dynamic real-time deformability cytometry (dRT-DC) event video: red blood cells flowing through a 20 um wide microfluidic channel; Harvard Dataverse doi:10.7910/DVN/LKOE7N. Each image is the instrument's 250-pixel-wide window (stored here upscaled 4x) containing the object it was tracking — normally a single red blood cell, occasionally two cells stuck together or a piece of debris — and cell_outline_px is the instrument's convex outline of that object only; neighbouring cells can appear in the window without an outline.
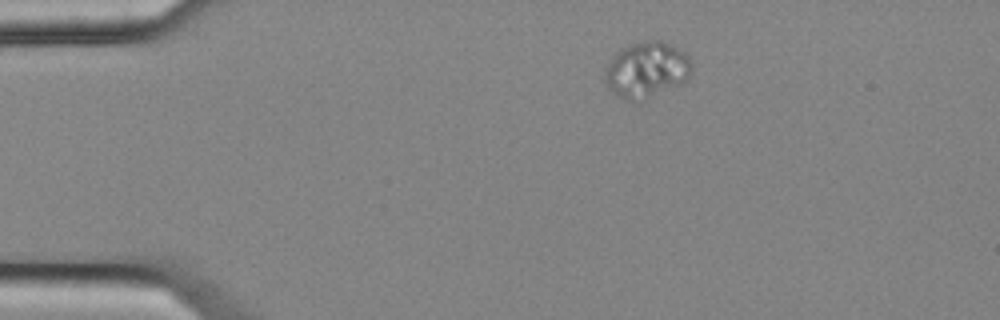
{"species": "common noctule bat (a hibernating species)", "species_latin": "Nyctalus noctula", "temperature_condition": "cold", "stored_images_in_passage": 46, "camera_frame_rate_fps": 3000, "um_per_image_px": 0.085, "animal": {"sex": "female", "body_mass_g": 25.1}, "frame": {"image": 1, "passage_image": 1, "time_ms": 0.0, "image_size_px": [1000, 320], "cell_outline_px": [[692, 72], [680, 84], [644, 100], [632, 104], [624, 100], [612, 92], [608, 88], [604, 80], [604, 68], [612, 56], [620, 48], [628, 44], [644, 40], [660, 40], [680, 48], [688, 56], [692, 64]], "centroid_in_image_um": [54.91, 5.94], "position_along_channel_um": 30.1, "area_um2": 28.96}}
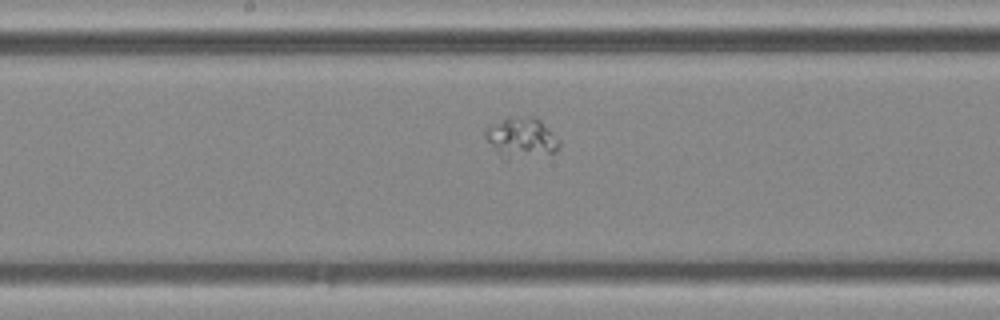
{"frame": {"image": 2, "passage_image": 20, "time_ms": 6.333, "image_size_px": [1000, 320], "cell_outline_px": [[560, 148], [556, 152], [508, 160], [504, 160], [496, 152], [484, 136], [484, 132], [488, 128], [508, 116], [536, 116], [560, 140]], "centroid_in_image_um": [44.33, 11.71], "position_along_channel_um": 203.9, "area_um2": 17.51}}
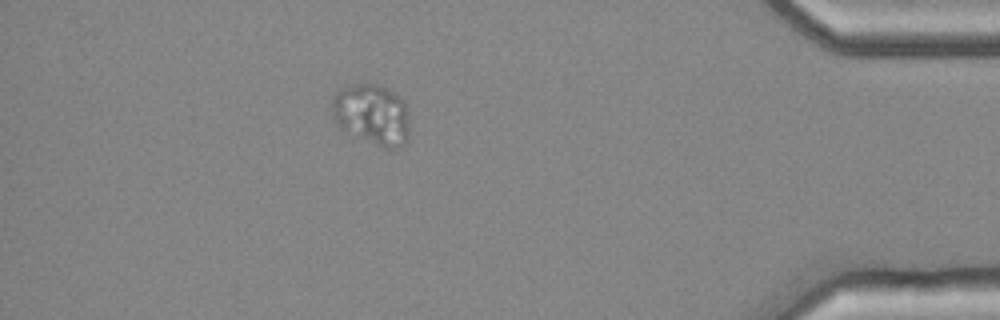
{"frame": {"image": 3, "passage_image": 40, "time_ms": 13.0, "image_size_px": [1000, 320], "cell_outline_px": [[408, 136], [404, 144], [400, 148], [384, 148], [340, 128], [332, 116], [332, 96], [340, 88], [352, 84], [376, 84], [400, 96], [404, 100], [408, 124]], "centroid_in_image_um": [31.59, 9.72], "position_along_channel_um": 403.6, "area_um2": 27.28}}